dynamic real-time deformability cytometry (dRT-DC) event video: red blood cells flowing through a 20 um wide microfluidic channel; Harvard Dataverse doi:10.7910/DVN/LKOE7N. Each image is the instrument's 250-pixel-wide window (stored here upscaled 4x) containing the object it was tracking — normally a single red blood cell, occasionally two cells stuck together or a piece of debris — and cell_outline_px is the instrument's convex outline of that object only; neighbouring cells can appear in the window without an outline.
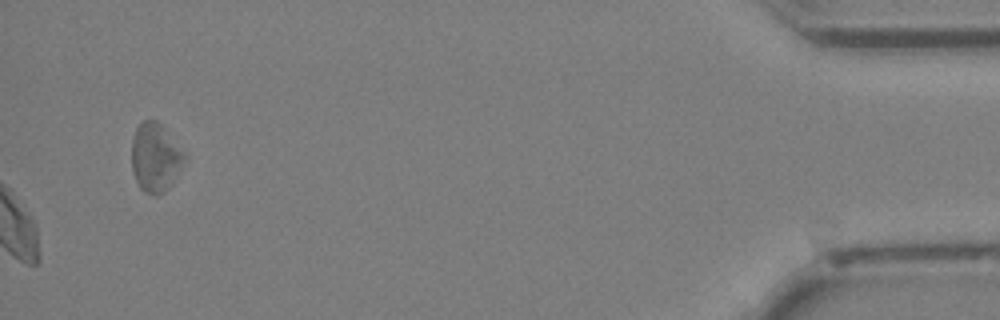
{"species": "Egyptian fruit bat (a non-hibernating species)", "species_latin": "Rousettus aegyptiacus", "temperature_condition": "cold", "stored_images_in_passage": 43, "camera_frame_rate_fps": 3000, "um_per_image_px": 0.085, "animal": {"sex": "female"}, "frame": {"image": 1, "passage_image": 43, "time_ms": 14.0, "image_size_px": [1000, 320], "cell_outline_px": [[188, 156], [168, 188], [164, 192], [156, 196], [144, 192], [140, 188], [132, 172], [132, 136], [136, 128], [144, 120], [156, 120], [160, 124]], "centroid_in_image_um": [13.19, 13.4], "position_along_channel_um": 422.0, "area_um2": 21.04}}